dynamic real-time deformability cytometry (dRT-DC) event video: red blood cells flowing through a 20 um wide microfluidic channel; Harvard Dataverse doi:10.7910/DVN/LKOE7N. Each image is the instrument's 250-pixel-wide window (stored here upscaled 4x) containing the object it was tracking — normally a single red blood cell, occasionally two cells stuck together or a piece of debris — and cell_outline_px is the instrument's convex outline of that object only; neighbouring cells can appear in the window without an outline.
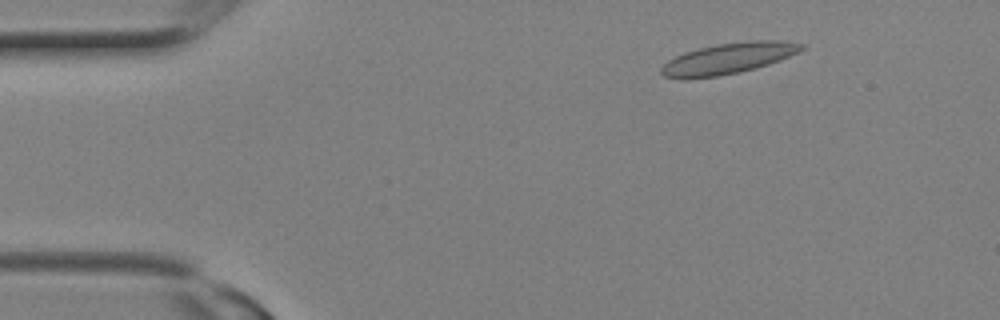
{"species": "Egyptian fruit bat (a non-hibernating species)", "species_latin": "Rousettus aegyptiacus", "temperature_condition": "room temperature", "stored_images_in_passage": 10, "camera_frame_rate_fps": 3000, "um_per_image_px": 0.085, "animal": {"sex": "female"}, "frame": {"image": 1, "passage_image": 3, "time_ms": 0.667, "image_size_px": [1000, 320], "cell_outline_px": [[804, 48], [800, 52], [780, 60], [756, 68], [740, 72], [716, 76], [688, 80], [680, 80], [664, 76], [660, 72], [660, 68], [668, 60], [684, 52], [716, 44], [748, 40], [780, 40], [804, 44]], "centroid_in_image_um": [61.88, 4.98], "position_along_channel_um": 23.1, "area_um2": 25.61}}
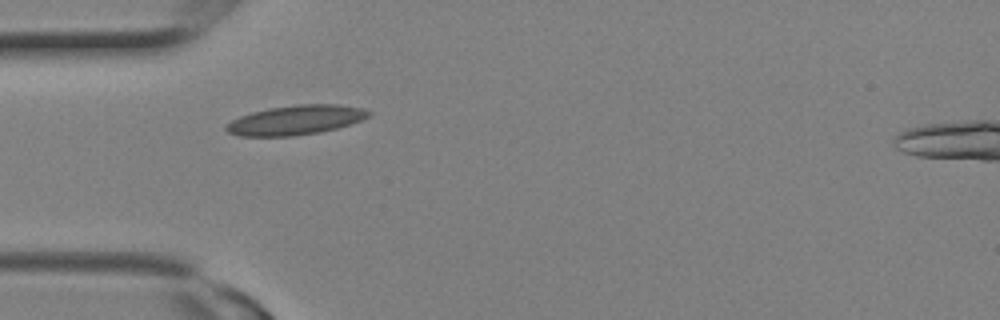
{"frame": {"image": 2, "passage_image": 7, "time_ms": 2.0, "image_size_px": [1000, 320], "cell_outline_px": [[372, 112], [368, 116], [360, 120], [336, 128], [320, 132], [292, 136], [240, 136], [228, 132], [224, 128], [232, 120], [240, 116], [252, 112], [268, 108], [300, 104], [340, 104], [364, 108]], "centroid_in_image_um": [25.14, 10.19], "position_along_channel_um": 59.9, "area_um2": 24.33}}
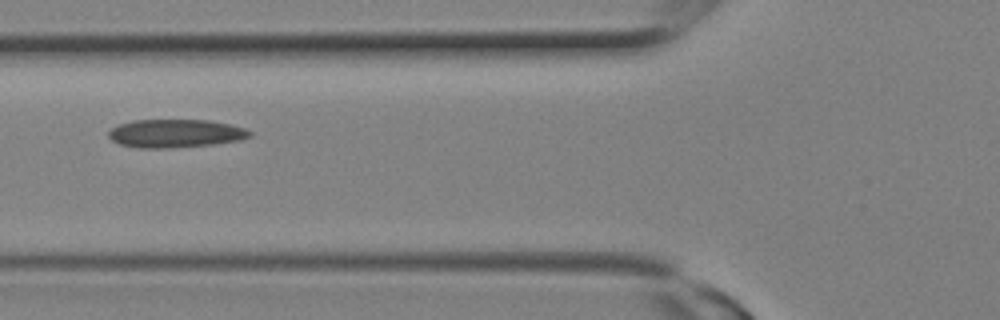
{"frame": {"image": 3, "passage_image": 9, "time_ms": 2.667, "image_size_px": [1000, 320], "cell_outline_px": [[252, 136], [240, 140], [212, 144], [168, 148], [136, 148], [120, 144], [112, 140], [108, 136], [108, 132], [112, 128], [120, 124], [132, 120], [208, 120], [228, 124], [244, 128], [252, 132]], "centroid_in_image_um": [14.9, 11.34], "position_along_channel_um": 110.9, "area_um2": 23.18}}